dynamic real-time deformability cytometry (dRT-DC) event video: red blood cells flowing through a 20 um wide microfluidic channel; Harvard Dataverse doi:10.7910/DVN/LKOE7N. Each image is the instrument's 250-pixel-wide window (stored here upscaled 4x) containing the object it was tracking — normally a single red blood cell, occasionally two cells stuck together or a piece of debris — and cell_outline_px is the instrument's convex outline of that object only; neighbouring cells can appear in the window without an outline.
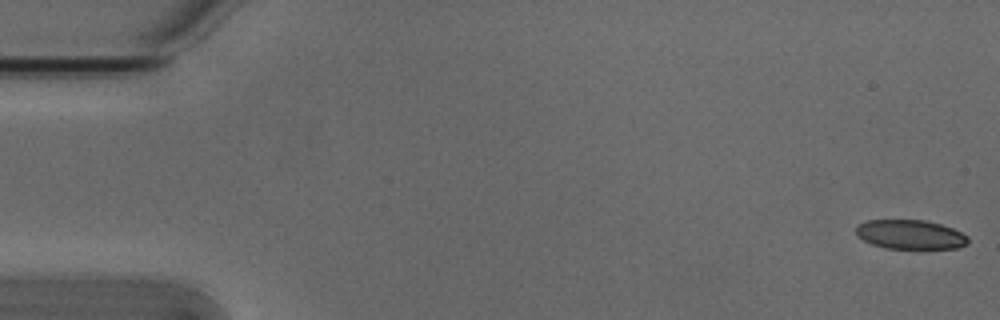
{"species": "Egyptian fruit bat (a non-hibernating species)", "species_latin": "Rousettus aegyptiacus", "temperature_condition": "cold", "stored_images_in_passage": 4, "camera_frame_rate_fps": 3000, "um_per_image_px": 0.085, "animal": {"sex": "male"}, "frame": {"image": 1, "passage_image": 1, "time_ms": 0.0, "image_size_px": [1000, 320], "cell_outline_px": [[968, 244], [956, 248], [884, 248], [872, 244], [856, 236], [856, 224], [868, 220], [924, 220], [940, 224], [952, 228], [968, 236]], "centroid_in_image_um": [77.35, 19.93], "position_along_channel_um": 7.7, "area_um2": 19.07}}
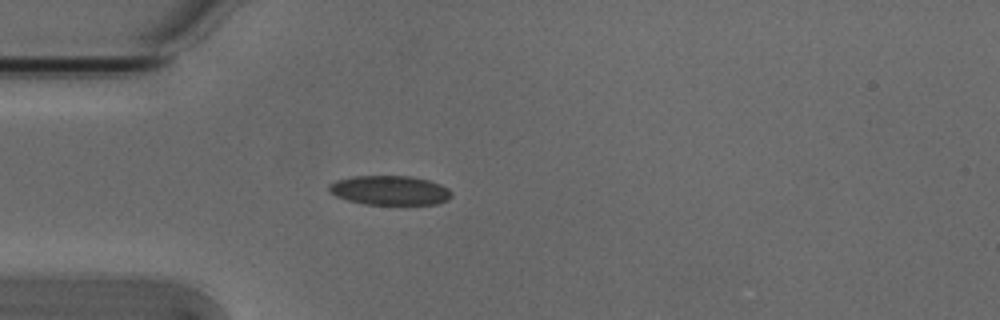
{"frame": {"image": 2, "passage_image": 4, "time_ms": 1.0, "image_size_px": [1000, 320], "cell_outline_px": [[452, 196], [448, 200], [436, 204], [364, 204], [348, 200], [336, 196], [328, 192], [328, 184], [336, 180], [356, 176], [412, 176], [428, 180], [440, 184], [448, 188], [452, 192]], "centroid_in_image_um": [33.13, 16.17], "position_along_channel_um": 51.9, "area_um2": 21.04}}